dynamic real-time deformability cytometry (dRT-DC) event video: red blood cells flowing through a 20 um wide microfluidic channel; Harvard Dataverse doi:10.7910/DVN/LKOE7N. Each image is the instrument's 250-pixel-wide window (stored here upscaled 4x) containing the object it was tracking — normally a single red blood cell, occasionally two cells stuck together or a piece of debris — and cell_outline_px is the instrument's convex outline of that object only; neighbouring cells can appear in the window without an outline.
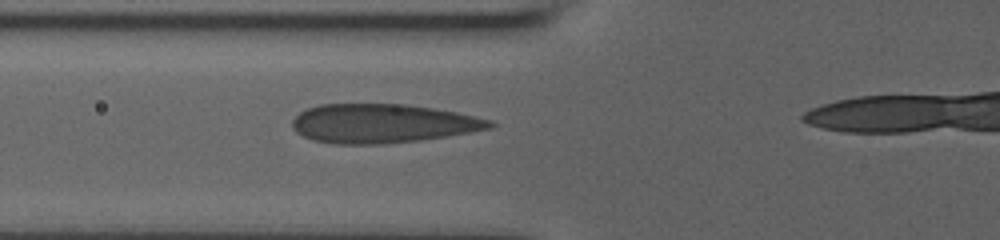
{"species": "human", "species_latin": "Homo sapiens", "temperature_condition": "room temperature", "stored_images_in_passage": 42, "camera_frame_rate_fps": 3000, "um_per_image_px": 0.085, "donor": {"sex": "male"}, "frame": {"image": 1, "passage_image": 15, "time_ms": 4.667, "image_size_px": [1000, 240], "cell_outline_px": [[496, 124], [492, 128], [420, 140], [384, 144], [336, 144], [312, 140], [296, 132], [292, 128], [292, 120], [300, 112], [308, 108], [320, 104], [404, 104], [432, 108], [456, 112], [492, 120]], "centroid_in_image_um": [32.49, 10.49], "position_along_channel_um": 93.3, "area_um2": 44.74}}
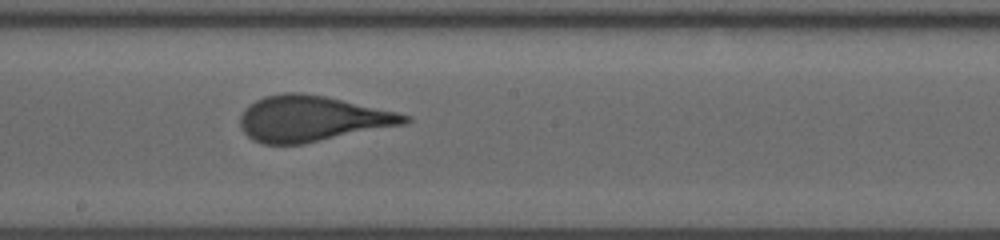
{"frame": {"image": 2, "passage_image": 25, "time_ms": 8.0, "image_size_px": [1000, 240], "cell_outline_px": [[412, 120], [408, 124], [300, 144], [264, 144], [252, 140], [240, 128], [240, 116], [244, 108], [248, 104], [264, 96], [284, 92], [300, 92], [324, 96], [396, 112], [412, 116]], "centroid_in_image_um": [26.5, 10.08], "position_along_channel_um": 221.7, "area_um2": 43.81}}
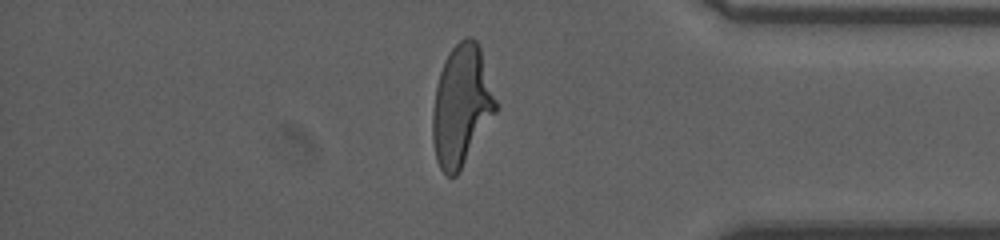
{"frame": {"image": 3, "passage_image": 40, "time_ms": 13.0, "image_size_px": [1000, 240], "cell_outline_px": [[496, 112], [460, 172], [456, 176], [448, 176], [440, 168], [436, 160], [432, 140], [432, 112], [436, 84], [444, 60], [448, 52], [460, 40], [468, 36], [472, 36], [476, 40], [480, 48], [496, 100]], "centroid_in_image_um": [39.2, 8.99], "position_along_channel_um": 396.0, "area_um2": 44.39}}